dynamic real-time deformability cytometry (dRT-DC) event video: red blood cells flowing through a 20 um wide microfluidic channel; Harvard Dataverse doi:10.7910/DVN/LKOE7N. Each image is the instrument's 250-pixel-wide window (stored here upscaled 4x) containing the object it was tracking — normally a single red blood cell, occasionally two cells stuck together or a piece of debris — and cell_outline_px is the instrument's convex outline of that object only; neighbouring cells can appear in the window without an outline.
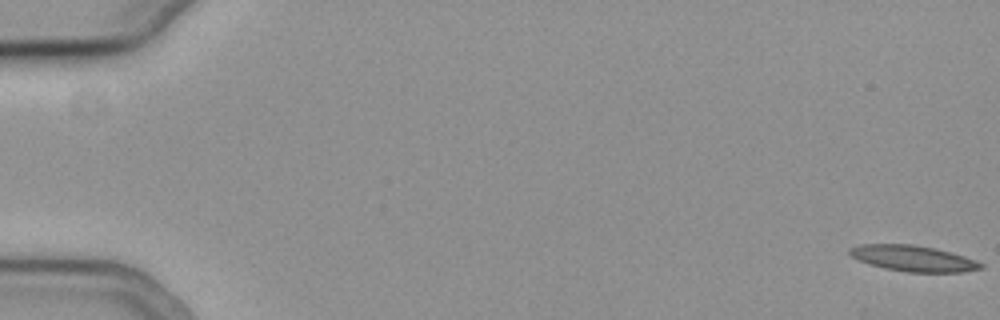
{"species": "common noctule bat (a hibernating species)", "species_latin": "Nyctalus noctula", "temperature_condition": "cold", "stored_images_in_passage": 58, "camera_frame_rate_fps": 3000, "um_per_image_px": 0.085, "animal": {"sex": "female", "body_mass_g": 19.3, "forearm_length_mm": 54.1}, "frame": {"image": 1, "passage_image": 1, "time_ms": 0.0, "image_size_px": [1000, 320], "cell_outline_px": [[984, 268], [964, 272], [908, 272], [884, 268], [860, 260], [852, 256], [848, 252], [848, 248], [860, 244], [912, 244], [936, 248], [964, 256], [976, 260], [984, 264]], "centroid_in_image_um": [77.66, 21.96], "position_along_channel_um": 7.3, "area_um2": 19.77}}
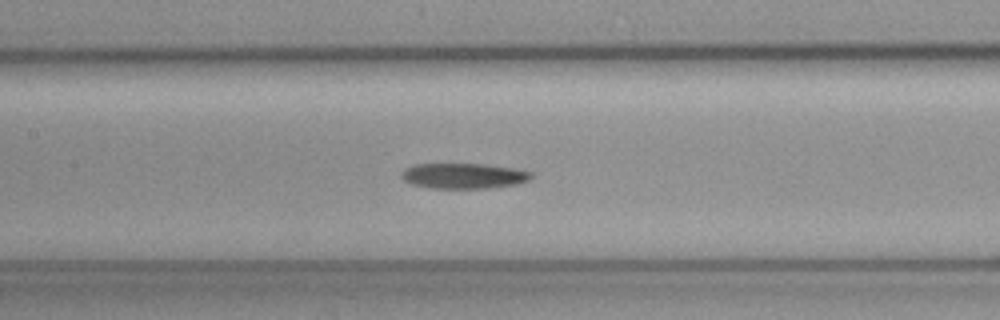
{"frame": {"image": 2, "passage_image": 28, "time_ms": 9.0, "image_size_px": [1000, 320], "cell_outline_px": [[532, 176], [528, 180], [516, 184], [492, 188], [432, 188], [412, 184], [404, 180], [400, 176], [400, 172], [404, 168], [412, 164], [484, 164], [516, 168], [532, 172]], "centroid_in_image_um": [39.39, 14.94], "position_along_channel_um": 168.0, "area_um2": 19.36}}
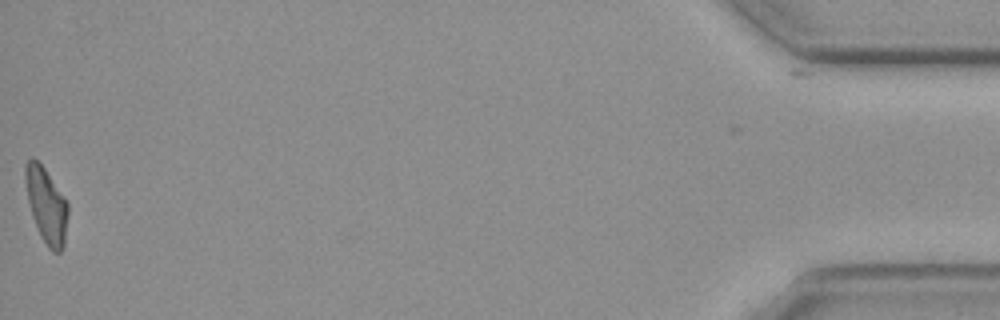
{"frame": {"image": 3, "passage_image": 57, "time_ms": 18.667, "image_size_px": [1000, 320], "cell_outline_px": [[68, 216], [64, 244], [60, 252], [52, 252], [48, 248], [40, 236], [32, 216], [28, 200], [24, 176], [24, 164], [32, 156], [44, 168], [68, 200]], "centroid_in_image_um": [3.95, 17.44], "position_along_channel_um": 431.3, "area_um2": 18.9}}